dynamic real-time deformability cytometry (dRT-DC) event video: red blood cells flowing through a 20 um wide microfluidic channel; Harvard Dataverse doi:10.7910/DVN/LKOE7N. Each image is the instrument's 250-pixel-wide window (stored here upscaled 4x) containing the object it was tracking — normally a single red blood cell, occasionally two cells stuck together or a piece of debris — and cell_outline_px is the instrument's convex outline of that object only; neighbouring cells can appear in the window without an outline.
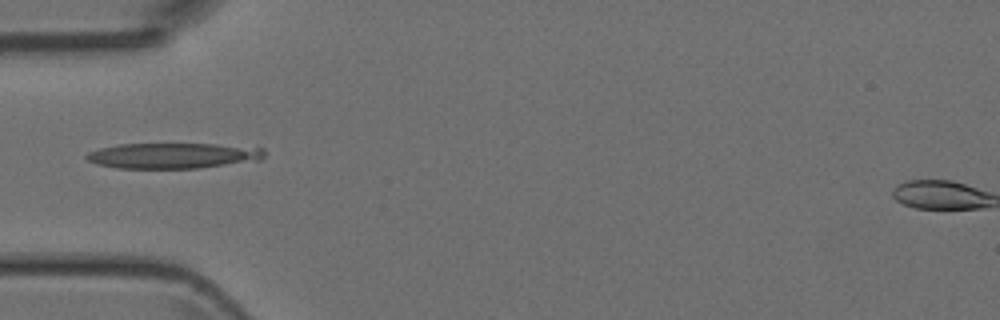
{"species": "Egyptian fruit bat (a non-hibernating species)", "species_latin": "Rousettus aegyptiacus", "temperature_condition": "room temperature", "stored_images_in_passage": 5, "camera_frame_rate_fps": 3000, "um_per_image_px": 0.085, "animal": {"sex": "female"}, "frame": {"image": 1, "passage_image": 4, "time_ms": 3.667, "image_size_px": [1000, 320], "cell_outline_px": [[264, 156], [260, 160], [196, 168], [116, 168], [100, 164], [88, 160], [84, 156], [88, 152], [100, 148], [120, 144], [216, 144], [264, 148]], "centroid_in_image_um": [14.71, 13.22], "position_along_channel_um": 70.3, "area_um2": 26.24}}